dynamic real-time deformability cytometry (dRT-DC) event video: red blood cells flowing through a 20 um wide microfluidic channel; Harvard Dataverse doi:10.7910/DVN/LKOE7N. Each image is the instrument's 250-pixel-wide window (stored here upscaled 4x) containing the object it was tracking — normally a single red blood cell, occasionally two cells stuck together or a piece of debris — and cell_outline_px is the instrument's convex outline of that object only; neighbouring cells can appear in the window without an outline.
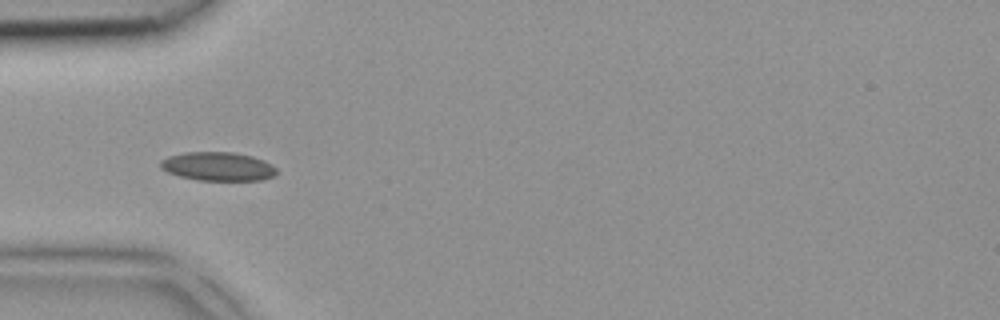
{"species": "common noctule bat (a hibernating species)", "species_latin": "Nyctalus noctula", "temperature_condition": "room temperature", "stored_images_in_passage": 4, "camera_frame_rate_fps": 3000, "um_per_image_px": 0.085, "animal": {"sex": "female", "body_mass_g": 18.4}, "frame": {"image": 1, "passage_image": 4, "time_ms": 1.0, "image_size_px": [1000, 320], "cell_outline_px": [[276, 172], [272, 176], [260, 180], [196, 180], [180, 176], [168, 172], [160, 168], [160, 160], [168, 156], [184, 152], [232, 152], [252, 156], [264, 160], [272, 164], [276, 168]], "centroid_in_image_um": [18.5, 14.14], "position_along_channel_um": 66.5, "area_um2": 19.42}}